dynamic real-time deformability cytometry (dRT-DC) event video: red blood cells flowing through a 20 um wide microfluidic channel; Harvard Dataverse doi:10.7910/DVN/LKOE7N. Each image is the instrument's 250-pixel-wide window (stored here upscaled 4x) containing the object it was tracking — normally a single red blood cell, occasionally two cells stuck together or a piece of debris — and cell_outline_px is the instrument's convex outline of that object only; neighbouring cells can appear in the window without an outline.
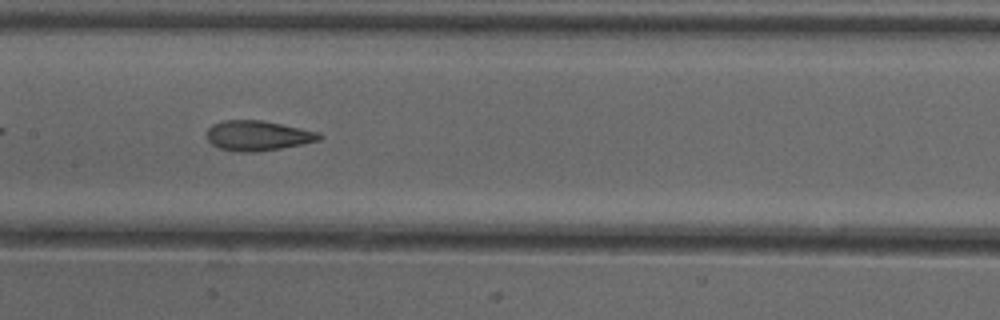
{"species": "common noctule bat (a hibernating species)", "species_latin": "Nyctalus noctula", "temperature_condition": "cold", "stored_images_in_passage": 37, "camera_frame_rate_fps": 3000, "um_per_image_px": 0.085, "animal": {"sex": "female"}, "frame": {"image": 1, "passage_image": 11, "time_ms": 3.333, "image_size_px": [1000, 320], "cell_outline_px": [[324, 136], [320, 140], [280, 148], [252, 152], [236, 152], [220, 148], [212, 144], [208, 140], [204, 132], [212, 124], [224, 120], [260, 120], [320, 132]], "centroid_in_image_um": [21.87, 11.52], "position_along_channel_um": 185.5, "area_um2": 19.65}, "authors_computed_cell_mechanics": {"area_um2": 19.652, "velocity_mm_per_s": 3.9819, "shape_relaxation_time_tau1_ms": 11.2954, "shape_relaxation_time_tau2_ms": 1.7759, "deformation_change_tau1": 0.2633, "deformation_change_tau2": 0.0898}}